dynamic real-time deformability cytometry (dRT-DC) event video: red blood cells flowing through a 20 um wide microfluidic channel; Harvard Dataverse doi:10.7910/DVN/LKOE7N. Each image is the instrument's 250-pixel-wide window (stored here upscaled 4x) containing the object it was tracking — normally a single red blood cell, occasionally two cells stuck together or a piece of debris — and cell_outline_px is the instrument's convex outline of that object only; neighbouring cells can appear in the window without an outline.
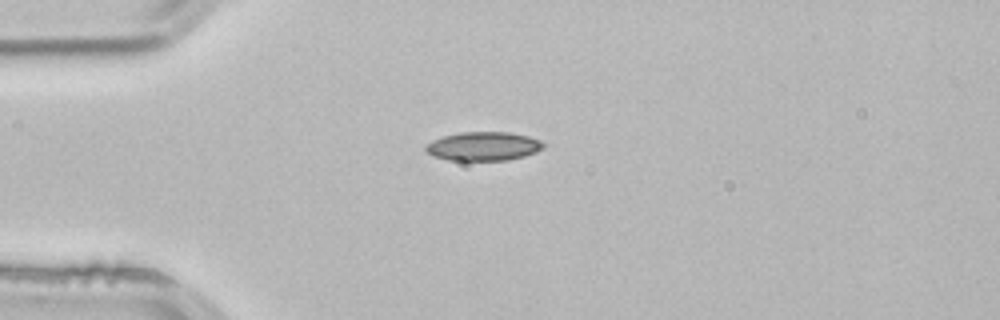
{"species": "common noctule bat (a hibernating species)", "species_latin": "Nyctalus noctula", "temperature_condition": "room temperature", "stored_images_in_passage": 1, "camera_frame_rate_fps": 3000, "um_per_image_px": 0.085, "animal": {"sex": "male", "body_mass_g": 21.5, "forearm_length_mm": 52.0}, "frame": {"image": 1, "passage_image": 1, "time_ms": 0.0, "image_size_px": [1000, 320], "cell_outline_px": [[548, 144], [544, 148], [536, 152], [524, 156], [508, 160], [448, 160], [432, 156], [424, 148], [432, 140], [444, 136], [460, 132], [512, 132], [528, 136], [540, 140]], "centroid_in_image_um": [41.13, 12.43], "position_along_channel_um": 43.9, "area_um2": 19.88}}